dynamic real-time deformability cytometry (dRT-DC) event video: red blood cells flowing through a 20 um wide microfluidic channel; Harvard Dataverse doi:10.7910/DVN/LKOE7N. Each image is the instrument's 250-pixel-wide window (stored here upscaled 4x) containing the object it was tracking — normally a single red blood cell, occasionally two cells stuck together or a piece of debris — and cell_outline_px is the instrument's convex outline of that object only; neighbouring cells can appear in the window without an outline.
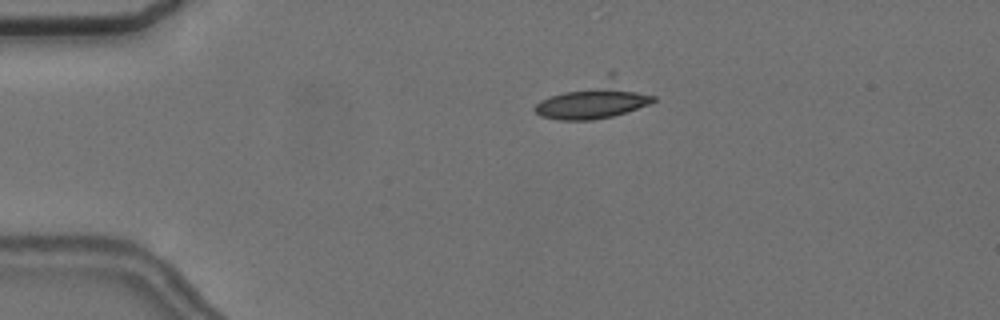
{"species": "common noctule bat (a hibernating species)", "species_latin": "Nyctalus noctula", "temperature_condition": "cold", "stored_images_in_passage": 38, "camera_frame_rate_fps": 3000, "um_per_image_px": 0.085, "animal": {"sex": "female", "body_mass_g": 24.6, "forearm_length_mm": 56.2}, "frame": {"image": 1, "passage_image": 6, "time_ms": 1.667, "image_size_px": [1000, 320], "cell_outline_px": [[656, 100], [648, 104], [612, 116], [592, 120], [556, 120], [540, 116], [532, 108], [540, 100], [608, 72], [612, 72], [656, 96]], "centroid_in_image_um": [50.54, 8.46], "position_along_channel_um": 34.5, "area_um2": 25.84}}
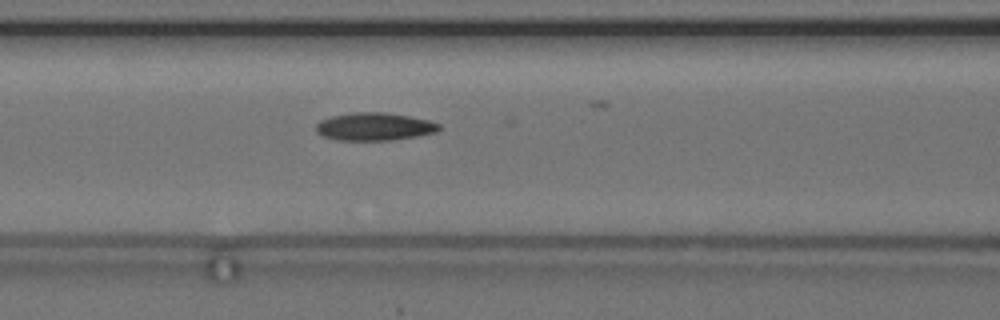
{"frame": {"image": 2, "passage_image": 18, "time_ms": 5.667, "image_size_px": [1000, 320], "cell_outline_px": [[440, 128], [436, 132], [416, 136], [392, 140], [336, 140], [320, 136], [316, 132], [316, 124], [320, 120], [332, 116], [352, 112], [384, 112], [408, 116], [428, 120], [440, 124]], "centroid_in_image_um": [31.77, 10.76], "position_along_channel_um": 134.8, "area_um2": 20.0}}